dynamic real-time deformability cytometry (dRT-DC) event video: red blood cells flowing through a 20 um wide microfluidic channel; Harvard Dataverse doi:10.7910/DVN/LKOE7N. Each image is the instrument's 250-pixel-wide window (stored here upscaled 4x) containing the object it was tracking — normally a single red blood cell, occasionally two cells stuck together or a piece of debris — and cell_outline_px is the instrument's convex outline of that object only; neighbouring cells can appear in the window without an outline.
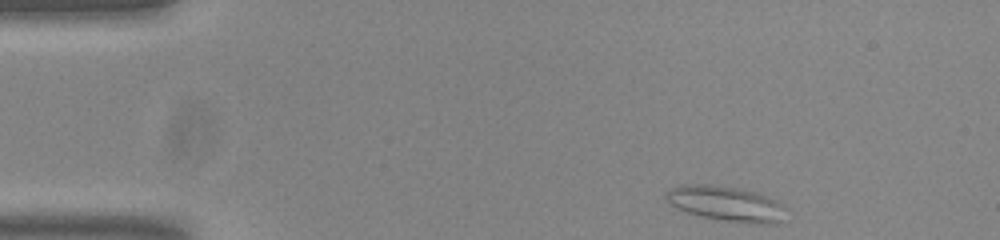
{"species": "common noctule bat (a hibernating species)", "species_latin": "Nyctalus noctula", "temperature_condition": "room temperature", "stored_images_in_passage": 48, "camera_frame_rate_fps": 3000, "um_per_image_px": 0.085, "animal": {"sex": "male", "body_mass_g": 20.0, "forearm_length_mm": 53.3}, "frame": {"image": 1, "passage_image": 1, "time_ms": 0.0, "image_size_px": [1000, 240], "cell_outline_px": [[788, 208], [780, 220], [776, 224], [756, 224], [700, 216], [688, 212], [672, 204], [664, 196], [672, 188], [680, 184], [708, 184], [736, 188], [756, 192], [776, 200], [784, 204]], "centroid_in_image_um": [61.78, 17.3], "position_along_channel_um": 23.2, "area_um2": 24.22}}
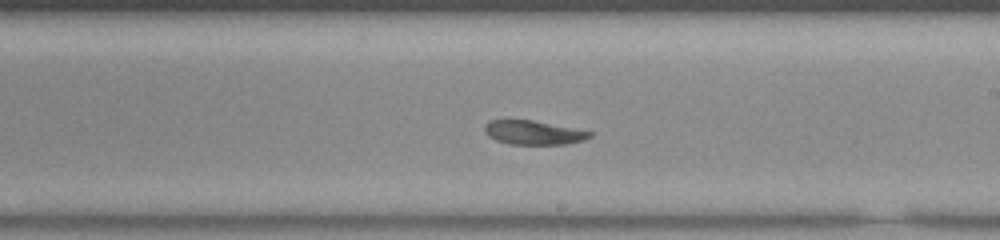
{"frame": {"image": 2, "passage_image": 25, "time_ms": 8.0, "image_size_px": [1000, 240], "cell_outline_px": [[592, 136], [584, 140], [564, 144], [508, 144], [496, 140], [488, 136], [484, 132], [484, 124], [488, 120], [532, 120], [592, 132]], "centroid_in_image_um": [45.29, 11.27], "position_along_channel_um": 243.7, "area_um2": 14.62}}
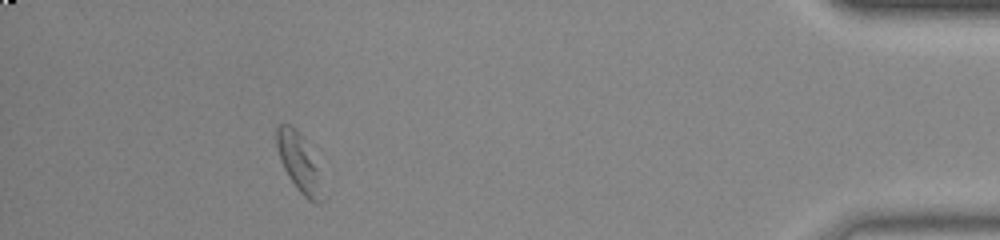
{"frame": {"image": 3, "passage_image": 43, "time_ms": 14.0, "image_size_px": [1000, 240], "cell_outline_px": [[328, 196], [320, 204], [316, 204], [308, 200], [296, 188], [288, 176], [280, 160], [276, 148], [276, 128], [280, 124], [288, 124], [296, 128], [316, 168]], "centroid_in_image_um": [25.43, 13.94], "position_along_channel_um": 409.8, "area_um2": 15.37}, "authors_computed_cell_mechanics": {"area_um2": 15.3748, "velocity_mm_per_s": 3.7218, "shape_relaxation_time_tau1_ms": 4.3946, "shape_relaxation_time_tau2_ms": 4.3116, "deformation_change_tau1": 0.1382, "deformation_change_tau2": 0.124}}